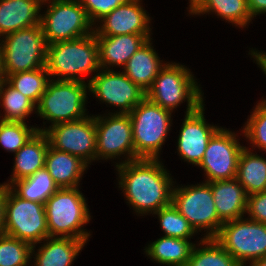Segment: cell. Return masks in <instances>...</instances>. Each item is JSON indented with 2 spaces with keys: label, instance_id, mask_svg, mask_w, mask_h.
I'll return each mask as SVG.
<instances>
[{
  "label": "cell",
  "instance_id": "1",
  "mask_svg": "<svg viewBox=\"0 0 266 266\" xmlns=\"http://www.w3.org/2000/svg\"><path fill=\"white\" fill-rule=\"evenodd\" d=\"M115 168L118 172V187L138 215H153L172 203L176 182L160 159H137Z\"/></svg>",
  "mask_w": 266,
  "mask_h": 266
},
{
  "label": "cell",
  "instance_id": "2",
  "mask_svg": "<svg viewBox=\"0 0 266 266\" xmlns=\"http://www.w3.org/2000/svg\"><path fill=\"white\" fill-rule=\"evenodd\" d=\"M45 67L50 79L85 82V76L100 70L95 33L47 45Z\"/></svg>",
  "mask_w": 266,
  "mask_h": 266
},
{
  "label": "cell",
  "instance_id": "3",
  "mask_svg": "<svg viewBox=\"0 0 266 266\" xmlns=\"http://www.w3.org/2000/svg\"><path fill=\"white\" fill-rule=\"evenodd\" d=\"M193 75L185 65L166 62L147 90L146 98L172 113L187 101L185 113L194 112L204 103V93Z\"/></svg>",
  "mask_w": 266,
  "mask_h": 266
},
{
  "label": "cell",
  "instance_id": "4",
  "mask_svg": "<svg viewBox=\"0 0 266 266\" xmlns=\"http://www.w3.org/2000/svg\"><path fill=\"white\" fill-rule=\"evenodd\" d=\"M79 187L60 188L45 203L49 237H70L88 242L90 231L84 226L91 220L90 211Z\"/></svg>",
  "mask_w": 266,
  "mask_h": 266
},
{
  "label": "cell",
  "instance_id": "5",
  "mask_svg": "<svg viewBox=\"0 0 266 266\" xmlns=\"http://www.w3.org/2000/svg\"><path fill=\"white\" fill-rule=\"evenodd\" d=\"M172 112L145 98L129 113L132 123L135 160L160 159L171 130Z\"/></svg>",
  "mask_w": 266,
  "mask_h": 266
},
{
  "label": "cell",
  "instance_id": "6",
  "mask_svg": "<svg viewBox=\"0 0 266 266\" xmlns=\"http://www.w3.org/2000/svg\"><path fill=\"white\" fill-rule=\"evenodd\" d=\"M88 83L50 79L36 105V114L51 122L50 126L82 119L88 114Z\"/></svg>",
  "mask_w": 266,
  "mask_h": 266
},
{
  "label": "cell",
  "instance_id": "7",
  "mask_svg": "<svg viewBox=\"0 0 266 266\" xmlns=\"http://www.w3.org/2000/svg\"><path fill=\"white\" fill-rule=\"evenodd\" d=\"M1 70L9 74L43 68L46 63L47 43L41 24L9 33L0 39Z\"/></svg>",
  "mask_w": 266,
  "mask_h": 266
},
{
  "label": "cell",
  "instance_id": "8",
  "mask_svg": "<svg viewBox=\"0 0 266 266\" xmlns=\"http://www.w3.org/2000/svg\"><path fill=\"white\" fill-rule=\"evenodd\" d=\"M175 185L172 204L197 232L204 230L203 238H214L224 223L216 212L215 202L208 182L195 185Z\"/></svg>",
  "mask_w": 266,
  "mask_h": 266
},
{
  "label": "cell",
  "instance_id": "9",
  "mask_svg": "<svg viewBox=\"0 0 266 266\" xmlns=\"http://www.w3.org/2000/svg\"><path fill=\"white\" fill-rule=\"evenodd\" d=\"M48 5L40 16L47 45L94 33V25L78 0H43Z\"/></svg>",
  "mask_w": 266,
  "mask_h": 266
},
{
  "label": "cell",
  "instance_id": "10",
  "mask_svg": "<svg viewBox=\"0 0 266 266\" xmlns=\"http://www.w3.org/2000/svg\"><path fill=\"white\" fill-rule=\"evenodd\" d=\"M4 234L31 245L49 237L45 204L24 200L4 186Z\"/></svg>",
  "mask_w": 266,
  "mask_h": 266
},
{
  "label": "cell",
  "instance_id": "11",
  "mask_svg": "<svg viewBox=\"0 0 266 266\" xmlns=\"http://www.w3.org/2000/svg\"><path fill=\"white\" fill-rule=\"evenodd\" d=\"M214 239L241 265L266 256V224L248 218L226 221Z\"/></svg>",
  "mask_w": 266,
  "mask_h": 266
},
{
  "label": "cell",
  "instance_id": "12",
  "mask_svg": "<svg viewBox=\"0 0 266 266\" xmlns=\"http://www.w3.org/2000/svg\"><path fill=\"white\" fill-rule=\"evenodd\" d=\"M103 115L105 116L95 115L96 160L107 161L124 156L125 160L121 158L115 166L134 161L135 150L130 115L112 112Z\"/></svg>",
  "mask_w": 266,
  "mask_h": 266
},
{
  "label": "cell",
  "instance_id": "13",
  "mask_svg": "<svg viewBox=\"0 0 266 266\" xmlns=\"http://www.w3.org/2000/svg\"><path fill=\"white\" fill-rule=\"evenodd\" d=\"M36 128L38 132H44L47 135L52 148L77 156L88 165L96 160L95 115L54 126Z\"/></svg>",
  "mask_w": 266,
  "mask_h": 266
},
{
  "label": "cell",
  "instance_id": "14",
  "mask_svg": "<svg viewBox=\"0 0 266 266\" xmlns=\"http://www.w3.org/2000/svg\"><path fill=\"white\" fill-rule=\"evenodd\" d=\"M87 83L89 93L102 103L119 109L113 113L129 114L146 98V91L133 83L123 71L100 69Z\"/></svg>",
  "mask_w": 266,
  "mask_h": 266
},
{
  "label": "cell",
  "instance_id": "15",
  "mask_svg": "<svg viewBox=\"0 0 266 266\" xmlns=\"http://www.w3.org/2000/svg\"><path fill=\"white\" fill-rule=\"evenodd\" d=\"M235 132L220 127L210 138L198 167L205 172V182L236 178L241 145Z\"/></svg>",
  "mask_w": 266,
  "mask_h": 266
},
{
  "label": "cell",
  "instance_id": "16",
  "mask_svg": "<svg viewBox=\"0 0 266 266\" xmlns=\"http://www.w3.org/2000/svg\"><path fill=\"white\" fill-rule=\"evenodd\" d=\"M204 105L203 103L194 112L185 114L176 142L178 155L194 166L201 163L210 138L220 128L206 122Z\"/></svg>",
  "mask_w": 266,
  "mask_h": 266
},
{
  "label": "cell",
  "instance_id": "17",
  "mask_svg": "<svg viewBox=\"0 0 266 266\" xmlns=\"http://www.w3.org/2000/svg\"><path fill=\"white\" fill-rule=\"evenodd\" d=\"M142 0H131L118 6L94 25L95 35H151V18L141 6ZM99 23V25H98ZM98 26V27H97ZM151 32V33H150Z\"/></svg>",
  "mask_w": 266,
  "mask_h": 266
},
{
  "label": "cell",
  "instance_id": "18",
  "mask_svg": "<svg viewBox=\"0 0 266 266\" xmlns=\"http://www.w3.org/2000/svg\"><path fill=\"white\" fill-rule=\"evenodd\" d=\"M98 43L100 69L122 67L151 35L125 34L118 36L95 35ZM112 66V67H111Z\"/></svg>",
  "mask_w": 266,
  "mask_h": 266
},
{
  "label": "cell",
  "instance_id": "19",
  "mask_svg": "<svg viewBox=\"0 0 266 266\" xmlns=\"http://www.w3.org/2000/svg\"><path fill=\"white\" fill-rule=\"evenodd\" d=\"M208 183L211 186L216 212L223 222L245 216L248 195L236 178Z\"/></svg>",
  "mask_w": 266,
  "mask_h": 266
},
{
  "label": "cell",
  "instance_id": "20",
  "mask_svg": "<svg viewBox=\"0 0 266 266\" xmlns=\"http://www.w3.org/2000/svg\"><path fill=\"white\" fill-rule=\"evenodd\" d=\"M43 0H0V38L40 23Z\"/></svg>",
  "mask_w": 266,
  "mask_h": 266
},
{
  "label": "cell",
  "instance_id": "21",
  "mask_svg": "<svg viewBox=\"0 0 266 266\" xmlns=\"http://www.w3.org/2000/svg\"><path fill=\"white\" fill-rule=\"evenodd\" d=\"M46 241V242H45ZM37 252L32 245L31 256L35 260L31 266H72L76 256L82 251L86 242L70 237H47Z\"/></svg>",
  "mask_w": 266,
  "mask_h": 266
},
{
  "label": "cell",
  "instance_id": "22",
  "mask_svg": "<svg viewBox=\"0 0 266 266\" xmlns=\"http://www.w3.org/2000/svg\"><path fill=\"white\" fill-rule=\"evenodd\" d=\"M152 44V39L145 42L122 68L123 73L146 92L166 65Z\"/></svg>",
  "mask_w": 266,
  "mask_h": 266
},
{
  "label": "cell",
  "instance_id": "23",
  "mask_svg": "<svg viewBox=\"0 0 266 266\" xmlns=\"http://www.w3.org/2000/svg\"><path fill=\"white\" fill-rule=\"evenodd\" d=\"M49 140L44 132H36L14 155L13 174L3 186L13 181L26 178L35 171L45 167Z\"/></svg>",
  "mask_w": 266,
  "mask_h": 266
},
{
  "label": "cell",
  "instance_id": "24",
  "mask_svg": "<svg viewBox=\"0 0 266 266\" xmlns=\"http://www.w3.org/2000/svg\"><path fill=\"white\" fill-rule=\"evenodd\" d=\"M45 168L59 188H73L79 187L88 164L77 156L56 150L49 145Z\"/></svg>",
  "mask_w": 266,
  "mask_h": 266
},
{
  "label": "cell",
  "instance_id": "25",
  "mask_svg": "<svg viewBox=\"0 0 266 266\" xmlns=\"http://www.w3.org/2000/svg\"><path fill=\"white\" fill-rule=\"evenodd\" d=\"M195 243L189 239L162 236L145 247V254L156 263L167 266H186Z\"/></svg>",
  "mask_w": 266,
  "mask_h": 266
},
{
  "label": "cell",
  "instance_id": "26",
  "mask_svg": "<svg viewBox=\"0 0 266 266\" xmlns=\"http://www.w3.org/2000/svg\"><path fill=\"white\" fill-rule=\"evenodd\" d=\"M191 15H208L212 12L216 16L232 23L239 28H245L253 20L248 6V0H200L191 10ZM248 24V25H247Z\"/></svg>",
  "mask_w": 266,
  "mask_h": 266
},
{
  "label": "cell",
  "instance_id": "27",
  "mask_svg": "<svg viewBox=\"0 0 266 266\" xmlns=\"http://www.w3.org/2000/svg\"><path fill=\"white\" fill-rule=\"evenodd\" d=\"M244 147L238 162L236 179L247 195L266 192V158Z\"/></svg>",
  "mask_w": 266,
  "mask_h": 266
},
{
  "label": "cell",
  "instance_id": "28",
  "mask_svg": "<svg viewBox=\"0 0 266 266\" xmlns=\"http://www.w3.org/2000/svg\"><path fill=\"white\" fill-rule=\"evenodd\" d=\"M8 187L20 198L41 204H45L60 189L45 167L26 178L13 181Z\"/></svg>",
  "mask_w": 266,
  "mask_h": 266
},
{
  "label": "cell",
  "instance_id": "29",
  "mask_svg": "<svg viewBox=\"0 0 266 266\" xmlns=\"http://www.w3.org/2000/svg\"><path fill=\"white\" fill-rule=\"evenodd\" d=\"M0 106L4 116L0 120L26 122V119L36 112V105L21 92L12 87L5 79L0 86Z\"/></svg>",
  "mask_w": 266,
  "mask_h": 266
},
{
  "label": "cell",
  "instance_id": "30",
  "mask_svg": "<svg viewBox=\"0 0 266 266\" xmlns=\"http://www.w3.org/2000/svg\"><path fill=\"white\" fill-rule=\"evenodd\" d=\"M186 266H241L214 238L194 245Z\"/></svg>",
  "mask_w": 266,
  "mask_h": 266
},
{
  "label": "cell",
  "instance_id": "31",
  "mask_svg": "<svg viewBox=\"0 0 266 266\" xmlns=\"http://www.w3.org/2000/svg\"><path fill=\"white\" fill-rule=\"evenodd\" d=\"M4 79L37 105L47 88L50 76L44 66L31 71L9 74Z\"/></svg>",
  "mask_w": 266,
  "mask_h": 266
},
{
  "label": "cell",
  "instance_id": "32",
  "mask_svg": "<svg viewBox=\"0 0 266 266\" xmlns=\"http://www.w3.org/2000/svg\"><path fill=\"white\" fill-rule=\"evenodd\" d=\"M153 214L159 219L161 229L165 234L163 236L191 240L197 233L172 203Z\"/></svg>",
  "mask_w": 266,
  "mask_h": 266
},
{
  "label": "cell",
  "instance_id": "33",
  "mask_svg": "<svg viewBox=\"0 0 266 266\" xmlns=\"http://www.w3.org/2000/svg\"><path fill=\"white\" fill-rule=\"evenodd\" d=\"M32 245L0 234V266H30Z\"/></svg>",
  "mask_w": 266,
  "mask_h": 266
},
{
  "label": "cell",
  "instance_id": "34",
  "mask_svg": "<svg viewBox=\"0 0 266 266\" xmlns=\"http://www.w3.org/2000/svg\"><path fill=\"white\" fill-rule=\"evenodd\" d=\"M26 122L0 120V146L16 153L36 132L37 128Z\"/></svg>",
  "mask_w": 266,
  "mask_h": 266
},
{
  "label": "cell",
  "instance_id": "35",
  "mask_svg": "<svg viewBox=\"0 0 266 266\" xmlns=\"http://www.w3.org/2000/svg\"><path fill=\"white\" fill-rule=\"evenodd\" d=\"M243 127L242 134L251 147L254 150L257 147L266 153V105L258 101Z\"/></svg>",
  "mask_w": 266,
  "mask_h": 266
},
{
  "label": "cell",
  "instance_id": "36",
  "mask_svg": "<svg viewBox=\"0 0 266 266\" xmlns=\"http://www.w3.org/2000/svg\"><path fill=\"white\" fill-rule=\"evenodd\" d=\"M85 9L86 14L93 25L108 15L112 10L131 0H78Z\"/></svg>",
  "mask_w": 266,
  "mask_h": 266
},
{
  "label": "cell",
  "instance_id": "37",
  "mask_svg": "<svg viewBox=\"0 0 266 266\" xmlns=\"http://www.w3.org/2000/svg\"><path fill=\"white\" fill-rule=\"evenodd\" d=\"M246 213L248 219L266 224V192L248 195Z\"/></svg>",
  "mask_w": 266,
  "mask_h": 266
},
{
  "label": "cell",
  "instance_id": "38",
  "mask_svg": "<svg viewBox=\"0 0 266 266\" xmlns=\"http://www.w3.org/2000/svg\"><path fill=\"white\" fill-rule=\"evenodd\" d=\"M248 6L252 18L266 13V0H248Z\"/></svg>",
  "mask_w": 266,
  "mask_h": 266
},
{
  "label": "cell",
  "instance_id": "39",
  "mask_svg": "<svg viewBox=\"0 0 266 266\" xmlns=\"http://www.w3.org/2000/svg\"><path fill=\"white\" fill-rule=\"evenodd\" d=\"M259 50L252 49L248 54L254 58L259 68H261L262 72L266 75V53L258 52ZM261 102L266 105V99H262Z\"/></svg>",
  "mask_w": 266,
  "mask_h": 266
},
{
  "label": "cell",
  "instance_id": "40",
  "mask_svg": "<svg viewBox=\"0 0 266 266\" xmlns=\"http://www.w3.org/2000/svg\"><path fill=\"white\" fill-rule=\"evenodd\" d=\"M5 224V204H4V186L0 190V234L4 233Z\"/></svg>",
  "mask_w": 266,
  "mask_h": 266
},
{
  "label": "cell",
  "instance_id": "41",
  "mask_svg": "<svg viewBox=\"0 0 266 266\" xmlns=\"http://www.w3.org/2000/svg\"><path fill=\"white\" fill-rule=\"evenodd\" d=\"M248 266H266V256L251 262Z\"/></svg>",
  "mask_w": 266,
  "mask_h": 266
},
{
  "label": "cell",
  "instance_id": "42",
  "mask_svg": "<svg viewBox=\"0 0 266 266\" xmlns=\"http://www.w3.org/2000/svg\"><path fill=\"white\" fill-rule=\"evenodd\" d=\"M200 0H189V10H191Z\"/></svg>",
  "mask_w": 266,
  "mask_h": 266
},
{
  "label": "cell",
  "instance_id": "43",
  "mask_svg": "<svg viewBox=\"0 0 266 266\" xmlns=\"http://www.w3.org/2000/svg\"><path fill=\"white\" fill-rule=\"evenodd\" d=\"M0 73H2V70H1V42H0Z\"/></svg>",
  "mask_w": 266,
  "mask_h": 266
},
{
  "label": "cell",
  "instance_id": "44",
  "mask_svg": "<svg viewBox=\"0 0 266 266\" xmlns=\"http://www.w3.org/2000/svg\"><path fill=\"white\" fill-rule=\"evenodd\" d=\"M3 80H4V77H3L2 73H0V86H1V83Z\"/></svg>",
  "mask_w": 266,
  "mask_h": 266
}]
</instances>
